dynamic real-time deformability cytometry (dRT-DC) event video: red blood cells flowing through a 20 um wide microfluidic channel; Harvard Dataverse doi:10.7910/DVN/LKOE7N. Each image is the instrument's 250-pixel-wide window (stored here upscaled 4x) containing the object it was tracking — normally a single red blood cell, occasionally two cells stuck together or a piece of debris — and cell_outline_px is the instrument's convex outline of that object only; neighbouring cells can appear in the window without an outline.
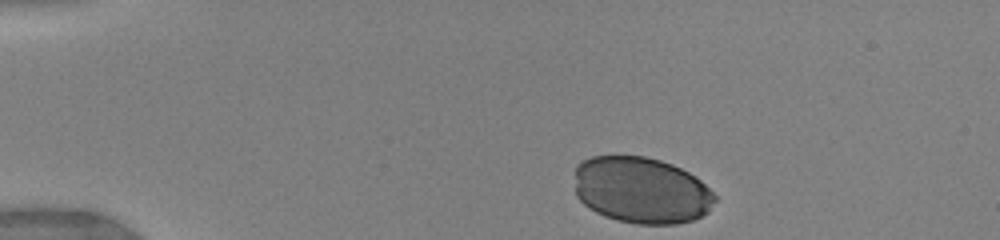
{"species": "human", "species_latin": "Homo sapiens", "temperature_condition": "warm", "stored_images_in_passage": 11, "camera_frame_rate_fps": 3000, "um_per_image_px": 0.085, "donor": {"sex": "female"}, "frame": {"image": 1, "passage_image": 1, "time_ms": 0.0, "image_size_px": [1000, 240], "cell_outline_px": [[716, 200], [708, 212], [692, 220], [676, 224], [636, 224], [616, 220], [604, 216], [588, 208], [576, 196], [576, 164], [592, 156], [644, 156], [660, 160], [672, 164], [688, 172], [700, 180], [716, 196]], "centroid_in_image_um": [54.51, 16.17], "position_along_channel_um": 30.5, "area_um2": 54.45}}